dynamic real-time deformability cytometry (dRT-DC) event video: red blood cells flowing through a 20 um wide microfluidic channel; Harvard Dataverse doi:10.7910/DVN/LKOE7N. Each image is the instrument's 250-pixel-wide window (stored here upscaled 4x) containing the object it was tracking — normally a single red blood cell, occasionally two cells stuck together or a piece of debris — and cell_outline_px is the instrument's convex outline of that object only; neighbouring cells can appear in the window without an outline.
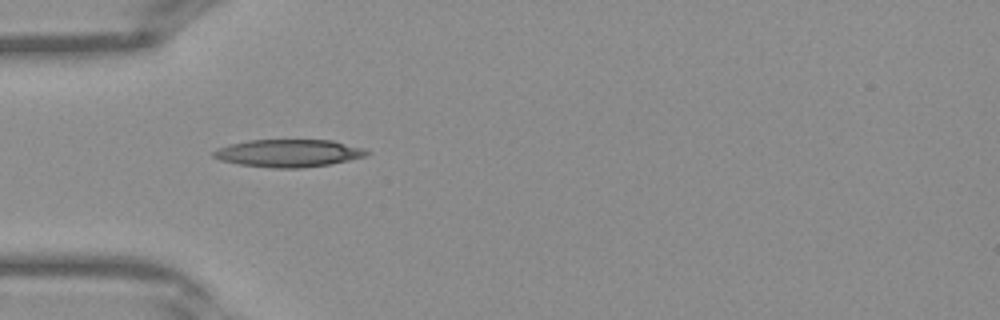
{"species": "Egyptian fruit bat (a non-hibernating species)", "species_latin": "Rousettus aegyptiacus", "temperature_condition": "warm", "stored_images_in_passage": 29, "camera_frame_rate_fps": 3000, "um_per_image_px": 0.085, "frame": {"image": 1, "passage_image": 1, "time_ms": 0.0, "image_size_px": [1000, 320], "cell_outline_px": [[368, 152], [364, 156], [348, 160], [328, 164], [300, 168], [272, 168], [240, 164], [220, 160], [212, 156], [212, 152], [220, 148], [232, 144], [252, 140], [332, 140], [364, 148]], "centroid_in_image_um": [24.52, 13.02], "position_along_channel_um": 60.5, "area_um2": 24.22}}
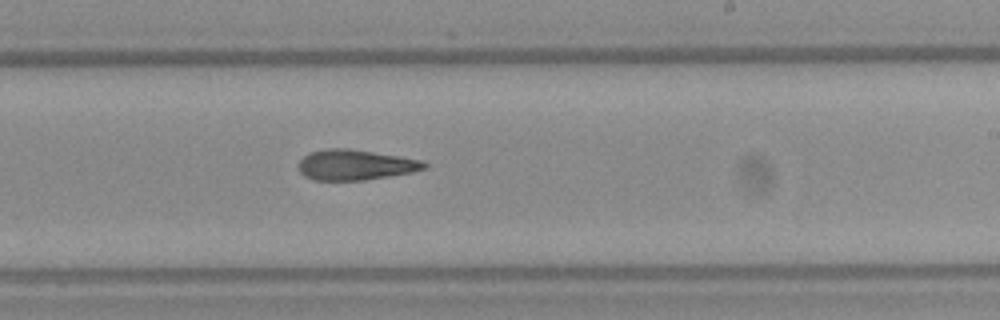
{"frame": {"image": 2, "passage_image": 13, "time_ms": 4.0, "image_size_px": [1000, 320], "cell_outline_px": [[428, 168], [412, 172], [364, 180], [316, 180], [304, 176], [300, 172], [300, 160], [308, 152], [328, 148], [348, 148], [424, 160], [428, 164]], "centroid_in_image_um": [30.23, 14.0], "position_along_channel_um": 258.8, "area_um2": 22.25}}
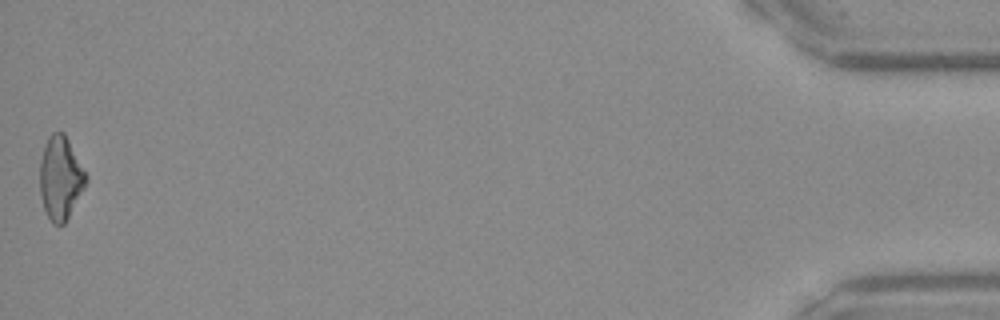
{"frame": {"image": 3, "passage_image": 29, "time_ms": 9.333, "image_size_px": [1000, 320], "cell_outline_px": [[88, 180], [84, 188], [64, 224], [52, 224], [44, 208], [40, 192], [40, 160], [44, 144], [48, 136], [52, 132], [64, 132], [88, 176]], "centroid_in_image_um": [5.14, 15.1], "position_along_channel_um": 430.1, "area_um2": 22.31}}